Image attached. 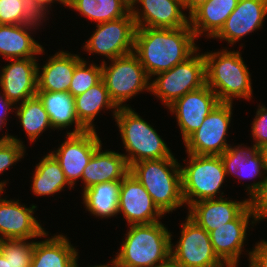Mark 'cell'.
<instances>
[{
	"instance_id": "6da1fadb",
	"label": "cell",
	"mask_w": 267,
	"mask_h": 267,
	"mask_svg": "<svg viewBox=\"0 0 267 267\" xmlns=\"http://www.w3.org/2000/svg\"><path fill=\"white\" fill-rule=\"evenodd\" d=\"M195 38L190 24L177 29L136 27L133 53L151 79L199 51Z\"/></svg>"
},
{
	"instance_id": "7a4b0ae2",
	"label": "cell",
	"mask_w": 267,
	"mask_h": 267,
	"mask_svg": "<svg viewBox=\"0 0 267 267\" xmlns=\"http://www.w3.org/2000/svg\"><path fill=\"white\" fill-rule=\"evenodd\" d=\"M129 227L114 267H159L171 260L172 235L160 221Z\"/></svg>"
},
{
	"instance_id": "3957f363",
	"label": "cell",
	"mask_w": 267,
	"mask_h": 267,
	"mask_svg": "<svg viewBox=\"0 0 267 267\" xmlns=\"http://www.w3.org/2000/svg\"><path fill=\"white\" fill-rule=\"evenodd\" d=\"M130 173L144 186L164 214L185 204L181 166L174 157L137 162L130 167Z\"/></svg>"
},
{
	"instance_id": "277c9868",
	"label": "cell",
	"mask_w": 267,
	"mask_h": 267,
	"mask_svg": "<svg viewBox=\"0 0 267 267\" xmlns=\"http://www.w3.org/2000/svg\"><path fill=\"white\" fill-rule=\"evenodd\" d=\"M206 85L216 94L219 102L233 103V98L251 99V76L239 51L207 52Z\"/></svg>"
},
{
	"instance_id": "5b68a950",
	"label": "cell",
	"mask_w": 267,
	"mask_h": 267,
	"mask_svg": "<svg viewBox=\"0 0 267 267\" xmlns=\"http://www.w3.org/2000/svg\"><path fill=\"white\" fill-rule=\"evenodd\" d=\"M113 117L128 152L127 155H123L129 168L143 160L174 157L156 130L132 108H119Z\"/></svg>"
},
{
	"instance_id": "8992f818",
	"label": "cell",
	"mask_w": 267,
	"mask_h": 267,
	"mask_svg": "<svg viewBox=\"0 0 267 267\" xmlns=\"http://www.w3.org/2000/svg\"><path fill=\"white\" fill-rule=\"evenodd\" d=\"M189 164L181 167L182 194L188 207L195 202L215 199L226 172L220 156L188 153Z\"/></svg>"
},
{
	"instance_id": "52a82bcc",
	"label": "cell",
	"mask_w": 267,
	"mask_h": 267,
	"mask_svg": "<svg viewBox=\"0 0 267 267\" xmlns=\"http://www.w3.org/2000/svg\"><path fill=\"white\" fill-rule=\"evenodd\" d=\"M198 53L196 51L170 70L156 74L158 77L150 82V92L160 98L165 106L206 85V62L203 53Z\"/></svg>"
},
{
	"instance_id": "ba28073f",
	"label": "cell",
	"mask_w": 267,
	"mask_h": 267,
	"mask_svg": "<svg viewBox=\"0 0 267 267\" xmlns=\"http://www.w3.org/2000/svg\"><path fill=\"white\" fill-rule=\"evenodd\" d=\"M101 65L102 79L118 108L128 107L122 104L139 92L150 91V78L133 52L112 59L109 66L105 61Z\"/></svg>"
},
{
	"instance_id": "9c48e42d",
	"label": "cell",
	"mask_w": 267,
	"mask_h": 267,
	"mask_svg": "<svg viewBox=\"0 0 267 267\" xmlns=\"http://www.w3.org/2000/svg\"><path fill=\"white\" fill-rule=\"evenodd\" d=\"M231 114L232 103L219 102L198 130L184 141L186 152L195 155H222L230 146L226 142V136Z\"/></svg>"
},
{
	"instance_id": "30bf717a",
	"label": "cell",
	"mask_w": 267,
	"mask_h": 267,
	"mask_svg": "<svg viewBox=\"0 0 267 267\" xmlns=\"http://www.w3.org/2000/svg\"><path fill=\"white\" fill-rule=\"evenodd\" d=\"M96 25L97 29L84 46L89 55L101 54L112 60L133 52L136 25L131 12L120 19Z\"/></svg>"
},
{
	"instance_id": "8fae6325",
	"label": "cell",
	"mask_w": 267,
	"mask_h": 267,
	"mask_svg": "<svg viewBox=\"0 0 267 267\" xmlns=\"http://www.w3.org/2000/svg\"><path fill=\"white\" fill-rule=\"evenodd\" d=\"M181 237L171 247V260L182 267H212L222 261L215 254L209 233L187 217Z\"/></svg>"
},
{
	"instance_id": "7c38bea8",
	"label": "cell",
	"mask_w": 267,
	"mask_h": 267,
	"mask_svg": "<svg viewBox=\"0 0 267 267\" xmlns=\"http://www.w3.org/2000/svg\"><path fill=\"white\" fill-rule=\"evenodd\" d=\"M101 145L96 130H87L78 134H67L64 143L51 154L60 163L68 182L74 186L77 179L82 178L83 170Z\"/></svg>"
},
{
	"instance_id": "4fadbf2b",
	"label": "cell",
	"mask_w": 267,
	"mask_h": 267,
	"mask_svg": "<svg viewBox=\"0 0 267 267\" xmlns=\"http://www.w3.org/2000/svg\"><path fill=\"white\" fill-rule=\"evenodd\" d=\"M129 225L159 222L164 213L153 202L144 186L130 172L121 180L118 213Z\"/></svg>"
},
{
	"instance_id": "5bb4252c",
	"label": "cell",
	"mask_w": 267,
	"mask_h": 267,
	"mask_svg": "<svg viewBox=\"0 0 267 267\" xmlns=\"http://www.w3.org/2000/svg\"><path fill=\"white\" fill-rule=\"evenodd\" d=\"M218 103L216 94L207 85H204L197 90L188 92L168 106V109L176 114L183 142L198 130Z\"/></svg>"
},
{
	"instance_id": "9a60e30c",
	"label": "cell",
	"mask_w": 267,
	"mask_h": 267,
	"mask_svg": "<svg viewBox=\"0 0 267 267\" xmlns=\"http://www.w3.org/2000/svg\"><path fill=\"white\" fill-rule=\"evenodd\" d=\"M249 218L254 220L252 224L256 223L257 219L252 203L234 220L209 232L213 250L221 261L238 266V259L247 237Z\"/></svg>"
},
{
	"instance_id": "2e32d148",
	"label": "cell",
	"mask_w": 267,
	"mask_h": 267,
	"mask_svg": "<svg viewBox=\"0 0 267 267\" xmlns=\"http://www.w3.org/2000/svg\"><path fill=\"white\" fill-rule=\"evenodd\" d=\"M1 195V192H0ZM37 206L27 208L19 200L0 199V240H28L47 236L44 228L33 216Z\"/></svg>"
},
{
	"instance_id": "e0dca14e",
	"label": "cell",
	"mask_w": 267,
	"mask_h": 267,
	"mask_svg": "<svg viewBox=\"0 0 267 267\" xmlns=\"http://www.w3.org/2000/svg\"><path fill=\"white\" fill-rule=\"evenodd\" d=\"M137 3L142 5V13L135 10ZM183 9L181 0H133L130 4L136 27L177 29L187 26L189 17L181 11Z\"/></svg>"
},
{
	"instance_id": "ac0fdd59",
	"label": "cell",
	"mask_w": 267,
	"mask_h": 267,
	"mask_svg": "<svg viewBox=\"0 0 267 267\" xmlns=\"http://www.w3.org/2000/svg\"><path fill=\"white\" fill-rule=\"evenodd\" d=\"M36 58L11 59L0 75V86L4 97L13 104L36 96L37 93Z\"/></svg>"
},
{
	"instance_id": "d6986e66",
	"label": "cell",
	"mask_w": 267,
	"mask_h": 267,
	"mask_svg": "<svg viewBox=\"0 0 267 267\" xmlns=\"http://www.w3.org/2000/svg\"><path fill=\"white\" fill-rule=\"evenodd\" d=\"M267 15V0H239L224 26L213 37L226 40L230 45L262 27Z\"/></svg>"
},
{
	"instance_id": "ffe728a7",
	"label": "cell",
	"mask_w": 267,
	"mask_h": 267,
	"mask_svg": "<svg viewBox=\"0 0 267 267\" xmlns=\"http://www.w3.org/2000/svg\"><path fill=\"white\" fill-rule=\"evenodd\" d=\"M217 198L195 202L188 207V217L208 233L234 220L251 203L249 199L237 202L222 196Z\"/></svg>"
},
{
	"instance_id": "44dd1931",
	"label": "cell",
	"mask_w": 267,
	"mask_h": 267,
	"mask_svg": "<svg viewBox=\"0 0 267 267\" xmlns=\"http://www.w3.org/2000/svg\"><path fill=\"white\" fill-rule=\"evenodd\" d=\"M102 145L94 152L83 170L84 190L99 183L121 181L130 168L125 156L115 151L101 152Z\"/></svg>"
},
{
	"instance_id": "7402d4cb",
	"label": "cell",
	"mask_w": 267,
	"mask_h": 267,
	"mask_svg": "<svg viewBox=\"0 0 267 267\" xmlns=\"http://www.w3.org/2000/svg\"><path fill=\"white\" fill-rule=\"evenodd\" d=\"M76 54L57 52L48 62L37 66V91L69 92L75 67L82 61Z\"/></svg>"
},
{
	"instance_id": "603a6c76",
	"label": "cell",
	"mask_w": 267,
	"mask_h": 267,
	"mask_svg": "<svg viewBox=\"0 0 267 267\" xmlns=\"http://www.w3.org/2000/svg\"><path fill=\"white\" fill-rule=\"evenodd\" d=\"M39 24L0 25V55L11 60L36 58L35 55L42 54V45L27 32Z\"/></svg>"
},
{
	"instance_id": "cb8c5ba5",
	"label": "cell",
	"mask_w": 267,
	"mask_h": 267,
	"mask_svg": "<svg viewBox=\"0 0 267 267\" xmlns=\"http://www.w3.org/2000/svg\"><path fill=\"white\" fill-rule=\"evenodd\" d=\"M239 0H207L189 16L190 27L196 38L207 32L213 38L224 26Z\"/></svg>"
},
{
	"instance_id": "d4e9b609",
	"label": "cell",
	"mask_w": 267,
	"mask_h": 267,
	"mask_svg": "<svg viewBox=\"0 0 267 267\" xmlns=\"http://www.w3.org/2000/svg\"><path fill=\"white\" fill-rule=\"evenodd\" d=\"M36 96L48 113L52 129L66 128L75 124V129L67 134H78L87 131L76 115L75 99L69 92L37 91Z\"/></svg>"
},
{
	"instance_id": "484cf974",
	"label": "cell",
	"mask_w": 267,
	"mask_h": 267,
	"mask_svg": "<svg viewBox=\"0 0 267 267\" xmlns=\"http://www.w3.org/2000/svg\"><path fill=\"white\" fill-rule=\"evenodd\" d=\"M226 175L233 174L239 179H252L255 176L261 177L262 171H266V156L263 149L241 148V146H229L220 155Z\"/></svg>"
},
{
	"instance_id": "4316f807",
	"label": "cell",
	"mask_w": 267,
	"mask_h": 267,
	"mask_svg": "<svg viewBox=\"0 0 267 267\" xmlns=\"http://www.w3.org/2000/svg\"><path fill=\"white\" fill-rule=\"evenodd\" d=\"M78 252L66 236L55 235L35 242L30 267H71Z\"/></svg>"
},
{
	"instance_id": "83f0119b",
	"label": "cell",
	"mask_w": 267,
	"mask_h": 267,
	"mask_svg": "<svg viewBox=\"0 0 267 267\" xmlns=\"http://www.w3.org/2000/svg\"><path fill=\"white\" fill-rule=\"evenodd\" d=\"M74 99L77 118L87 130H95L92 122L102 109H114V116L119 109L110 98L103 79Z\"/></svg>"
},
{
	"instance_id": "f1b7e54d",
	"label": "cell",
	"mask_w": 267,
	"mask_h": 267,
	"mask_svg": "<svg viewBox=\"0 0 267 267\" xmlns=\"http://www.w3.org/2000/svg\"><path fill=\"white\" fill-rule=\"evenodd\" d=\"M121 181L95 184L83 191L86 209L101 218L118 215Z\"/></svg>"
},
{
	"instance_id": "f546056e",
	"label": "cell",
	"mask_w": 267,
	"mask_h": 267,
	"mask_svg": "<svg viewBox=\"0 0 267 267\" xmlns=\"http://www.w3.org/2000/svg\"><path fill=\"white\" fill-rule=\"evenodd\" d=\"M36 165L31 188L37 196L60 192L67 184L70 188L73 187L66 179L60 163L51 153L44 156Z\"/></svg>"
},
{
	"instance_id": "4dcf8cb0",
	"label": "cell",
	"mask_w": 267,
	"mask_h": 267,
	"mask_svg": "<svg viewBox=\"0 0 267 267\" xmlns=\"http://www.w3.org/2000/svg\"><path fill=\"white\" fill-rule=\"evenodd\" d=\"M67 7L97 24L120 19L130 12V3L126 0H67Z\"/></svg>"
},
{
	"instance_id": "1f68e13d",
	"label": "cell",
	"mask_w": 267,
	"mask_h": 267,
	"mask_svg": "<svg viewBox=\"0 0 267 267\" xmlns=\"http://www.w3.org/2000/svg\"><path fill=\"white\" fill-rule=\"evenodd\" d=\"M15 108H17L16 115L20 119L19 122L31 142L36 141L46 128L52 129L48 113L37 96L25 100Z\"/></svg>"
},
{
	"instance_id": "d6a6232c",
	"label": "cell",
	"mask_w": 267,
	"mask_h": 267,
	"mask_svg": "<svg viewBox=\"0 0 267 267\" xmlns=\"http://www.w3.org/2000/svg\"><path fill=\"white\" fill-rule=\"evenodd\" d=\"M27 0H0V25L41 23Z\"/></svg>"
},
{
	"instance_id": "836d02e7",
	"label": "cell",
	"mask_w": 267,
	"mask_h": 267,
	"mask_svg": "<svg viewBox=\"0 0 267 267\" xmlns=\"http://www.w3.org/2000/svg\"><path fill=\"white\" fill-rule=\"evenodd\" d=\"M12 239L0 240V252L4 255L10 267H30L35 242Z\"/></svg>"
},
{
	"instance_id": "e575fe53",
	"label": "cell",
	"mask_w": 267,
	"mask_h": 267,
	"mask_svg": "<svg viewBox=\"0 0 267 267\" xmlns=\"http://www.w3.org/2000/svg\"><path fill=\"white\" fill-rule=\"evenodd\" d=\"M102 79V65L90 64L84 59L75 67L69 93L76 97L89 90Z\"/></svg>"
},
{
	"instance_id": "d590c367",
	"label": "cell",
	"mask_w": 267,
	"mask_h": 267,
	"mask_svg": "<svg viewBox=\"0 0 267 267\" xmlns=\"http://www.w3.org/2000/svg\"><path fill=\"white\" fill-rule=\"evenodd\" d=\"M25 145L22 141L11 136L5 135L0 138V173L7 170L15 162L24 156ZM6 181L0 182V192L3 193Z\"/></svg>"
},
{
	"instance_id": "8d00e7d4",
	"label": "cell",
	"mask_w": 267,
	"mask_h": 267,
	"mask_svg": "<svg viewBox=\"0 0 267 267\" xmlns=\"http://www.w3.org/2000/svg\"><path fill=\"white\" fill-rule=\"evenodd\" d=\"M247 190L257 221L267 219V176L262 181L248 185Z\"/></svg>"
},
{
	"instance_id": "74e56055",
	"label": "cell",
	"mask_w": 267,
	"mask_h": 267,
	"mask_svg": "<svg viewBox=\"0 0 267 267\" xmlns=\"http://www.w3.org/2000/svg\"><path fill=\"white\" fill-rule=\"evenodd\" d=\"M255 119L252 123V136L255 149H265L267 147V108L258 106Z\"/></svg>"
},
{
	"instance_id": "f35d334b",
	"label": "cell",
	"mask_w": 267,
	"mask_h": 267,
	"mask_svg": "<svg viewBox=\"0 0 267 267\" xmlns=\"http://www.w3.org/2000/svg\"><path fill=\"white\" fill-rule=\"evenodd\" d=\"M249 263V267H267V241L258 242L249 252Z\"/></svg>"
},
{
	"instance_id": "ab89813d",
	"label": "cell",
	"mask_w": 267,
	"mask_h": 267,
	"mask_svg": "<svg viewBox=\"0 0 267 267\" xmlns=\"http://www.w3.org/2000/svg\"><path fill=\"white\" fill-rule=\"evenodd\" d=\"M54 1H58L59 3H62L63 5L67 6V0H27L30 8L41 19L45 18V11L48 10V6L51 3H54Z\"/></svg>"
},
{
	"instance_id": "60d3db41",
	"label": "cell",
	"mask_w": 267,
	"mask_h": 267,
	"mask_svg": "<svg viewBox=\"0 0 267 267\" xmlns=\"http://www.w3.org/2000/svg\"><path fill=\"white\" fill-rule=\"evenodd\" d=\"M207 0H182L184 9H188L189 16Z\"/></svg>"
},
{
	"instance_id": "b9f144b4",
	"label": "cell",
	"mask_w": 267,
	"mask_h": 267,
	"mask_svg": "<svg viewBox=\"0 0 267 267\" xmlns=\"http://www.w3.org/2000/svg\"><path fill=\"white\" fill-rule=\"evenodd\" d=\"M13 105L14 104L10 102L8 99H6L4 95L3 96L0 95V114L1 115H7V113H9V111L12 110Z\"/></svg>"
},
{
	"instance_id": "7bdbcfd3",
	"label": "cell",
	"mask_w": 267,
	"mask_h": 267,
	"mask_svg": "<svg viewBox=\"0 0 267 267\" xmlns=\"http://www.w3.org/2000/svg\"><path fill=\"white\" fill-rule=\"evenodd\" d=\"M0 267H10L8 260H6V258L1 252H0Z\"/></svg>"
},
{
	"instance_id": "ee69618b",
	"label": "cell",
	"mask_w": 267,
	"mask_h": 267,
	"mask_svg": "<svg viewBox=\"0 0 267 267\" xmlns=\"http://www.w3.org/2000/svg\"><path fill=\"white\" fill-rule=\"evenodd\" d=\"M71 267H78L77 259L73 262V264H72ZM90 267H91V266H90ZM93 267H114V262H113V260H112L110 266L107 264V265H97V266H93Z\"/></svg>"
},
{
	"instance_id": "f6af8a7d",
	"label": "cell",
	"mask_w": 267,
	"mask_h": 267,
	"mask_svg": "<svg viewBox=\"0 0 267 267\" xmlns=\"http://www.w3.org/2000/svg\"><path fill=\"white\" fill-rule=\"evenodd\" d=\"M159 267H182L180 265H177L176 263H174L172 260H170L169 262L163 264L162 266Z\"/></svg>"
},
{
	"instance_id": "bcb514c9",
	"label": "cell",
	"mask_w": 267,
	"mask_h": 267,
	"mask_svg": "<svg viewBox=\"0 0 267 267\" xmlns=\"http://www.w3.org/2000/svg\"><path fill=\"white\" fill-rule=\"evenodd\" d=\"M224 266H226V267H237L234 264H231V263H228V262H223V261L220 264H217V265L212 266V267H224Z\"/></svg>"
},
{
	"instance_id": "7dc6e473",
	"label": "cell",
	"mask_w": 267,
	"mask_h": 267,
	"mask_svg": "<svg viewBox=\"0 0 267 267\" xmlns=\"http://www.w3.org/2000/svg\"><path fill=\"white\" fill-rule=\"evenodd\" d=\"M7 115H1L0 114V129H1V127L3 126L2 124H4V125H6L7 123H5V122H7V117H6Z\"/></svg>"
},
{
	"instance_id": "c3c4849f",
	"label": "cell",
	"mask_w": 267,
	"mask_h": 267,
	"mask_svg": "<svg viewBox=\"0 0 267 267\" xmlns=\"http://www.w3.org/2000/svg\"><path fill=\"white\" fill-rule=\"evenodd\" d=\"M264 152H265V156H266V169H267V147L264 149ZM264 173H267V170H266V172H264L263 171V175H264Z\"/></svg>"
}]
</instances>
